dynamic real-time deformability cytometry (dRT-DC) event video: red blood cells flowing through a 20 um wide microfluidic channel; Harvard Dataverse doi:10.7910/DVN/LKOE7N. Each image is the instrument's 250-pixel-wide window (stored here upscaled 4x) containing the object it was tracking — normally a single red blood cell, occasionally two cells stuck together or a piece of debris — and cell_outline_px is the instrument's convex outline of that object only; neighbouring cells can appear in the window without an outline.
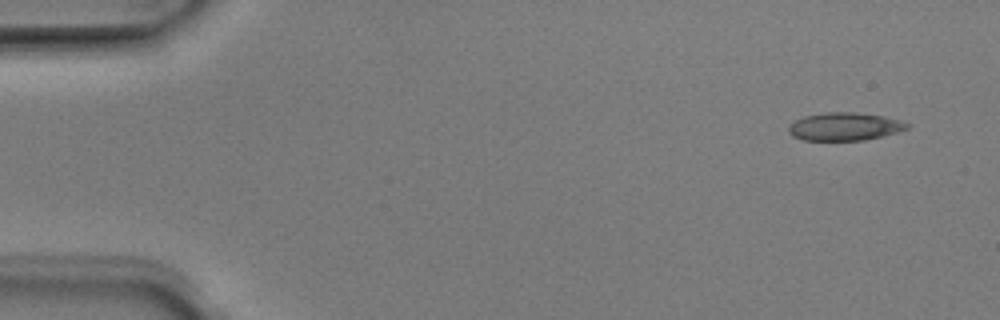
{"species": "Egyptian fruit bat (a non-hibernating species)", "species_latin": "Rousettus aegyptiacus", "temperature_condition": "room temperature", "stored_images_in_passage": 4, "camera_frame_rate_fps": 3000, "um_per_image_px": 0.085, "animal": {"sex": "male"}, "frame": {"image": 1, "passage_image": 1, "time_ms": 0.0, "image_size_px": [1000, 320], "cell_outline_px": [[912, 124], [908, 128], [884, 136], [864, 140], [804, 140], [792, 136], [788, 132], [788, 128], [796, 120], [804, 116], [828, 112], [852, 112], [884, 116], [900, 120]], "centroid_in_image_um": [71.82, 10.76], "position_along_channel_um": 13.2, "area_um2": 19.25}}